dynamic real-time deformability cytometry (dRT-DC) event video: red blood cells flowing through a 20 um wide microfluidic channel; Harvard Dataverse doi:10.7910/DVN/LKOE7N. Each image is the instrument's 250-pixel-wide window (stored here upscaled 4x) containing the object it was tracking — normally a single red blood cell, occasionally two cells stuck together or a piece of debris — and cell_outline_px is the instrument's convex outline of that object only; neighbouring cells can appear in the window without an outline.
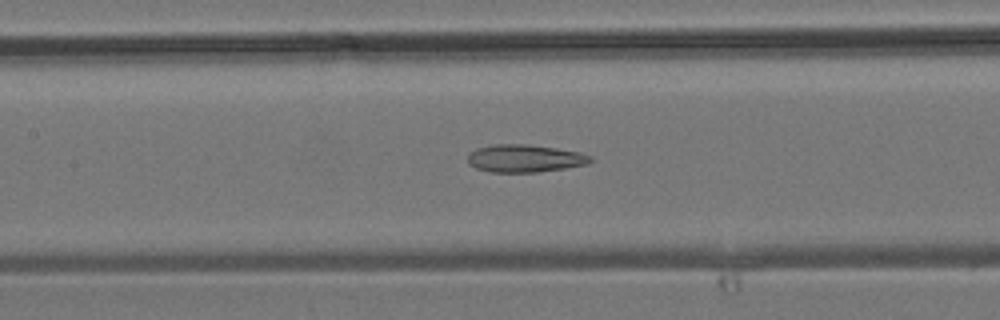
{"species": "common noctule bat (a hibernating species)", "species_latin": "Nyctalus noctula", "temperature_condition": "room temperature", "stored_images_in_passage": 45, "camera_frame_rate_fps": 3000, "um_per_image_px": 0.085, "animal": {"sex": "male", "body_mass_g": 19.2, "forearm_length_mm": 51.8}, "frame": {"image": 1, "passage_image": 21, "time_ms": 6.667, "image_size_px": [1000, 320], "cell_outline_px": [[592, 160], [588, 164], [564, 168], [536, 172], [488, 172], [476, 168], [468, 164], [468, 152], [476, 148], [492, 144], [528, 144], [556, 148], [580, 152], [592, 156]], "centroid_in_image_um": [44.57, 13.46], "position_along_channel_um": 162.8, "area_um2": 19.94}}
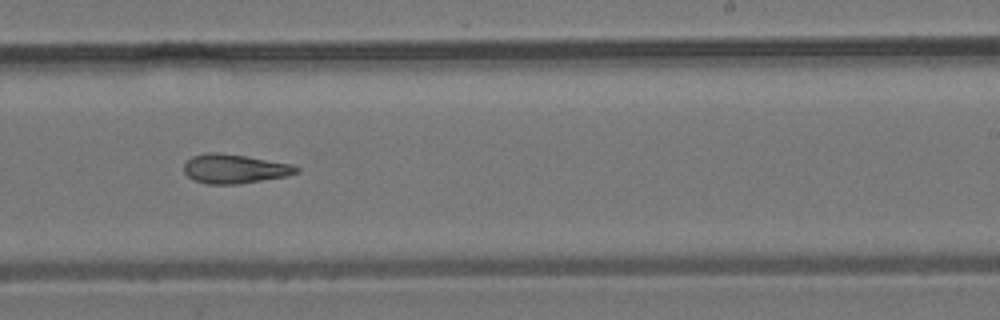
{"frame": {"image": 2, "passage_image": 28, "time_ms": 9.0, "image_size_px": [1000, 320], "cell_outline_px": [[300, 172], [288, 176], [240, 184], [208, 184], [196, 180], [188, 176], [184, 172], [184, 164], [192, 156], [204, 152], [216, 152], [244, 156], [292, 164], [300, 168]], "centroid_in_image_um": [19.96, 14.35], "position_along_channel_um": 269.0, "area_um2": 19.13}}
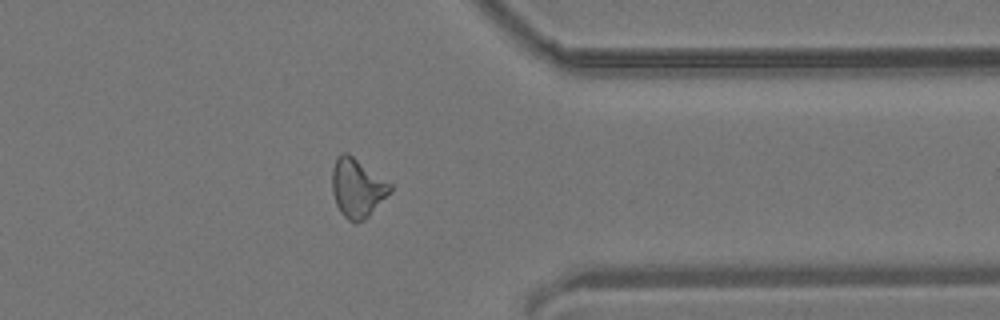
{"frame": {"image": 3, "passage_image": 36, "time_ms": 11.667, "image_size_px": [1000, 320], "cell_outline_px": [[392, 192], [364, 220], [356, 224], [348, 220], [340, 212], [336, 204], [332, 192], [332, 168], [336, 156], [340, 152], [348, 152], [392, 184]], "centroid_in_image_um": [30.36, 15.96], "position_along_channel_um": 381.0, "area_um2": 20.23}}